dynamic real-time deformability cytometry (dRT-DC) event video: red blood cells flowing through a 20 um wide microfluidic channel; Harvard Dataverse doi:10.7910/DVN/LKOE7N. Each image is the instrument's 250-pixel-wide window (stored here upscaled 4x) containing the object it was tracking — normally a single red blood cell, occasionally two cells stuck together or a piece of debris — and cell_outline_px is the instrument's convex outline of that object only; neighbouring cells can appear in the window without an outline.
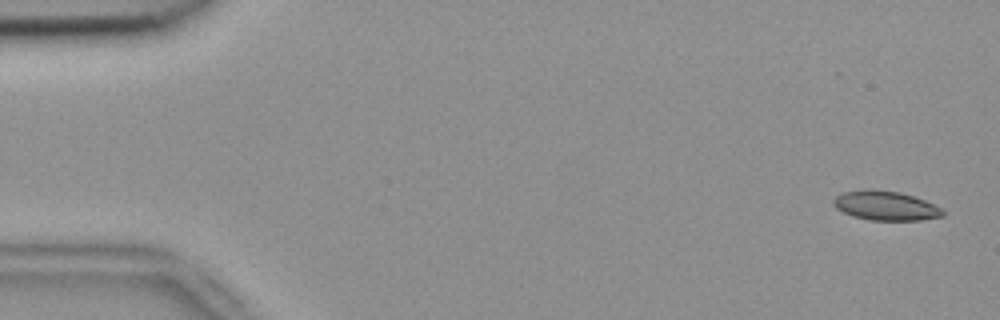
{"species": "common noctule bat (a hibernating species)", "species_latin": "Nyctalus noctula", "temperature_condition": "room temperature", "stored_images_in_passage": 54, "camera_frame_rate_fps": 3000, "um_per_image_px": 0.085, "animal": {"sex": "female", "body_mass_g": 18.4}, "frame": {"image": 1, "passage_image": 2, "time_ms": 0.333, "image_size_px": [1000, 320], "cell_outline_px": [[944, 216], [920, 220], [872, 220], [852, 216], [836, 208], [832, 204], [832, 200], [836, 196], [844, 192], [864, 188], [868, 188], [900, 192], [924, 200], [940, 208], [944, 212]], "centroid_in_image_um": [75.23, 17.47], "position_along_channel_um": 9.8, "area_um2": 18.67}}
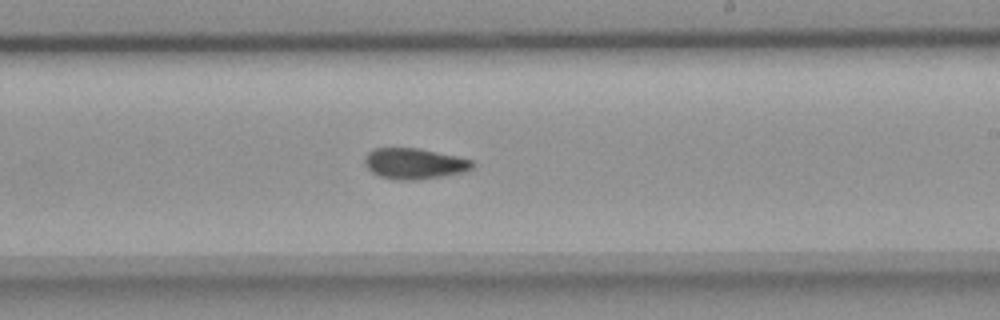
{"frame": {"image": 2, "passage_image": 32, "time_ms": 10.333, "image_size_px": [1000, 320], "cell_outline_px": [[476, 164], [472, 168], [464, 172], [416, 180], [396, 180], [380, 176], [372, 172], [364, 164], [364, 156], [372, 148], [416, 148], [456, 156], [472, 160]], "centroid_in_image_um": [35.19, 13.9], "position_along_channel_um": 253.8, "area_um2": 19.31}}
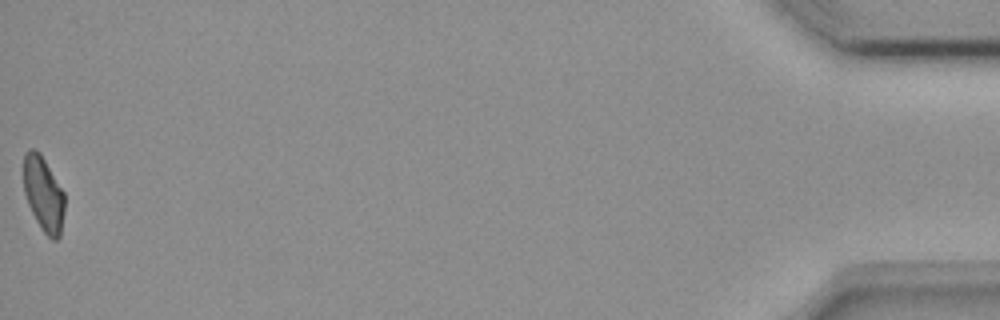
{"frame": {"image": 3, "passage_image": 54, "time_ms": 17.667, "image_size_px": [1000, 320], "cell_outline_px": [[64, 212], [60, 236], [56, 240], [52, 240], [44, 232], [36, 220], [28, 204], [24, 192], [24, 152], [28, 148], [32, 148], [40, 152], [64, 192]], "centroid_in_image_um": [3.69, 16.47], "position_along_channel_um": 431.5, "area_um2": 17.86}, "authors_computed_cell_mechanics": {"area_um2": 19.1029, "velocity_mm_per_s": 3.7807, "shape_relaxation_time_tau1_ms": 8.7824, "shape_relaxation_time_tau2_ms": 5.6923, "deformation_change_tau1": 0.1833, "deformation_change_tau2": 0.1097}}